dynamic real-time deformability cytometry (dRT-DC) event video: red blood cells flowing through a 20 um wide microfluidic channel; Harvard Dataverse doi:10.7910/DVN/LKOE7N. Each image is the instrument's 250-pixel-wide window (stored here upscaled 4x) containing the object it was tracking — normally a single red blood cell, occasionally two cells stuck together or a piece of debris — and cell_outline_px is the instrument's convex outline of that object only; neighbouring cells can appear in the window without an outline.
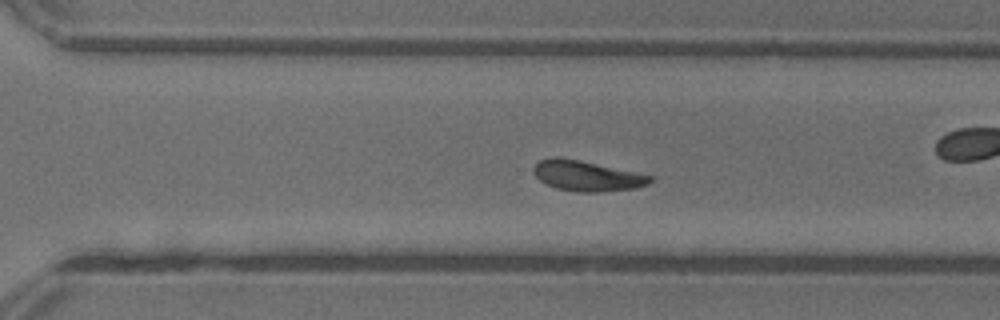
{"species": "common noctule bat (a hibernating species)", "species_latin": "Nyctalus noctula", "temperature_condition": "warm", "stored_images_in_passage": 33, "camera_frame_rate_fps": 3000, "um_per_image_px": 0.085, "animal": {"sex": "female"}, "frame": {"image": 1, "passage_image": 28, "time_ms": 9.0, "image_size_px": [1000, 320], "cell_outline_px": [[652, 180], [648, 184], [636, 188], [600, 192], [576, 192], [556, 188], [540, 180], [536, 176], [532, 168], [540, 160], [580, 160], [652, 176]], "centroid_in_image_um": [49.93, 14.99], "position_along_channel_um": 320.7, "area_um2": 19.83}}